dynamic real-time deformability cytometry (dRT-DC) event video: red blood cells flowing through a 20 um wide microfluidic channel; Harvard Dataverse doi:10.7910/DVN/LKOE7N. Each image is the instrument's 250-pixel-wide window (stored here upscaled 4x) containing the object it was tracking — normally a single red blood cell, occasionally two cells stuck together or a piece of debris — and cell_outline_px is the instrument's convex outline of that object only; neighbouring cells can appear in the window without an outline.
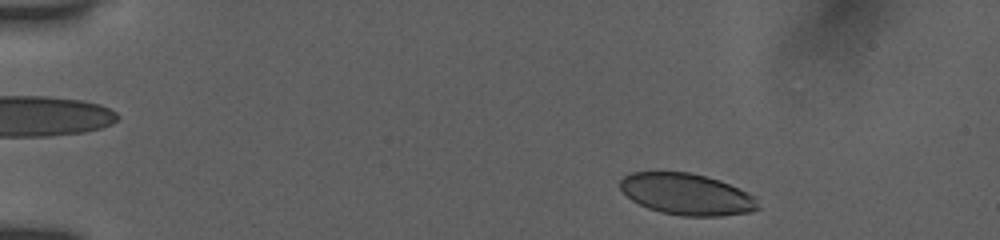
{"species": "human", "species_latin": "Homo sapiens", "temperature_condition": "room temperature", "stored_images_in_passage": 47, "camera_frame_rate_fps": 3000, "um_per_image_px": 0.085, "donor": {"sex": "female"}, "frame": {"image": 1, "passage_image": 2, "time_ms": 0.333, "image_size_px": [1000, 240], "cell_outline_px": [[760, 208], [752, 212], [720, 216], [680, 216], [660, 212], [648, 208], [632, 200], [620, 188], [620, 180], [624, 176], [632, 172], [688, 172], [720, 180], [756, 196]], "centroid_in_image_um": [58.4, 16.52], "position_along_channel_um": 26.6, "area_um2": 33.35}}
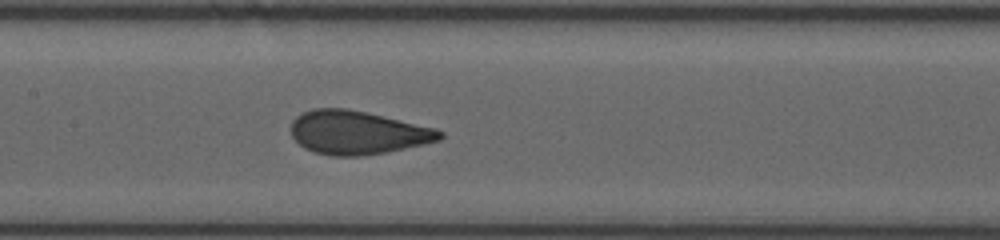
{"frame": {"image": 2, "passage_image": 21, "time_ms": 6.667, "image_size_px": [1000, 240], "cell_outline_px": [[444, 136], [440, 140], [424, 144], [388, 152], [360, 156], [332, 156], [316, 152], [304, 148], [292, 136], [292, 120], [300, 112], [312, 108], [348, 108], [436, 128], [444, 132]], "centroid_in_image_um": [30.39, 11.26], "position_along_channel_um": 177.0, "area_um2": 37.86}}
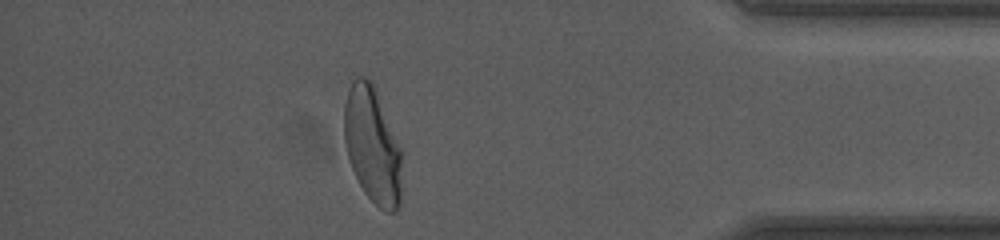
{"frame": {"image": 3, "passage_image": 41, "time_ms": 13.333, "image_size_px": [1000, 240], "cell_outline_px": [[404, 148], [400, 204], [396, 212], [388, 212], [380, 208], [364, 192], [352, 168], [348, 156], [344, 140], [344, 104], [352, 72], [364, 76], [376, 88]], "centroid_in_image_um": [31.7, 12.27], "position_along_channel_um": 403.5, "area_um2": 40.69}, "authors_computed_cell_mechanics": {"area_um2": 37.859, "velocity_mm_per_s": 3.8905, "shape_relaxation_time_tau1_ms": 5.4431, "shape_relaxation_time_tau2_ms": null, "deformation_change_tau1": 0.1919, "deformation_change_tau2": null}}